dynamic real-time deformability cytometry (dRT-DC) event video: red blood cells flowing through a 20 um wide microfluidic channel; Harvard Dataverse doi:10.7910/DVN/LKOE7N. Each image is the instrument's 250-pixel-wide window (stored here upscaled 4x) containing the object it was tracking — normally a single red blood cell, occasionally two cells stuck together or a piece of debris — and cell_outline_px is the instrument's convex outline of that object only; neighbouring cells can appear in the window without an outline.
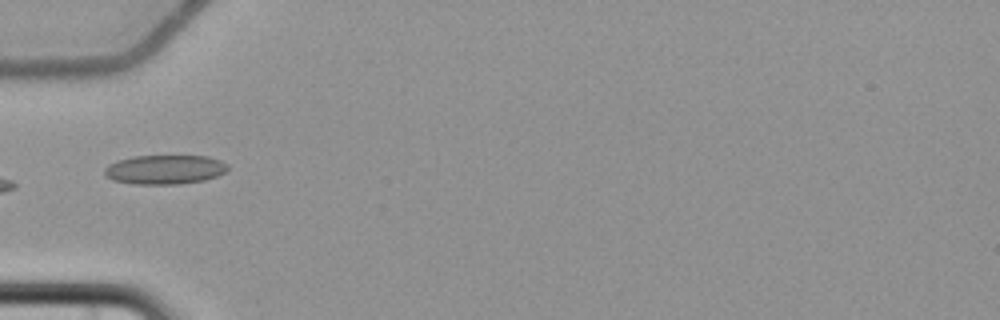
{"species": "common noctule bat (a hibernating species)", "species_latin": "Nyctalus noctula", "temperature_condition": "cold", "stored_images_in_passage": 6, "camera_frame_rate_fps": 3000, "um_per_image_px": 0.085, "animal": {"sex": "female", "body_mass_g": 22.7, "forearm_length_mm": 54.2}, "frame": {"image": 1, "passage_image": 4, "time_ms": 3.667, "image_size_px": [1000, 320], "cell_outline_px": [[228, 168], [224, 172], [216, 176], [204, 180], [176, 184], [132, 184], [112, 180], [104, 176], [104, 168], [108, 164], [116, 160], [132, 156], [208, 156], [220, 160], [228, 164]], "centroid_in_image_um": [13.95, 14.41], "position_along_channel_um": 71.0, "area_um2": 21.15}}
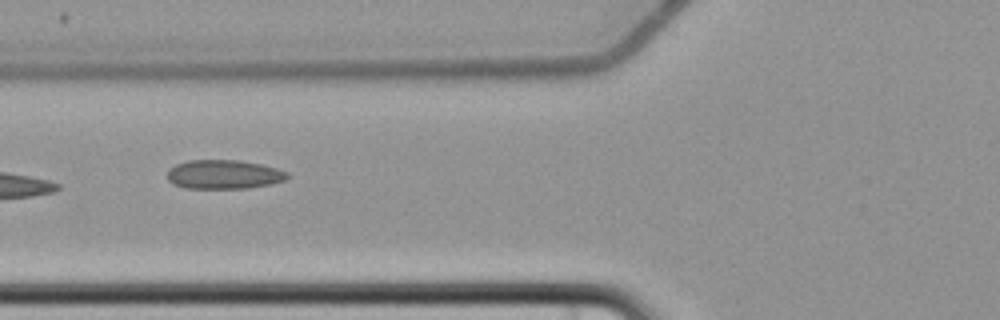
{"frame": {"image": 2, "passage_image": 5, "time_ms": 4.667, "image_size_px": [1000, 320], "cell_outline_px": [[288, 176], [284, 180], [272, 184], [248, 188], [184, 188], [172, 184], [168, 180], [168, 172], [176, 164], [188, 160], [240, 160], [260, 164], [276, 168], [288, 172]], "centroid_in_image_um": [19.02, 14.83], "position_along_channel_um": 106.8, "area_um2": 20.29}}
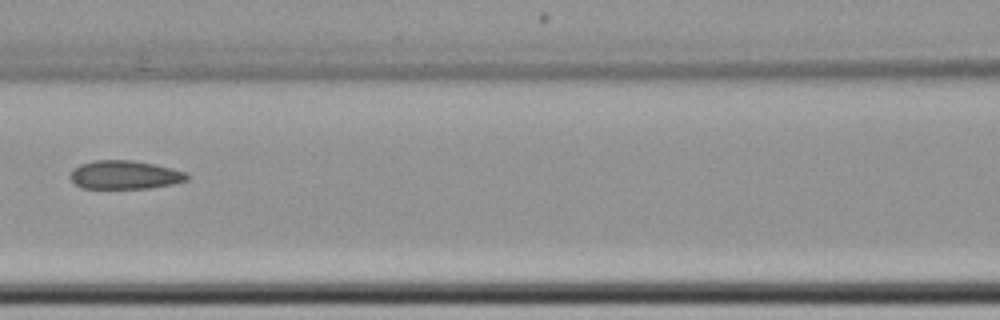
{"frame": {"image": 3, "passage_image": 6, "time_ms": 6.0, "image_size_px": [1000, 320], "cell_outline_px": [[188, 180], [172, 184], [148, 188], [80, 188], [68, 176], [72, 168], [80, 164], [92, 160], [132, 160], [172, 168], [184, 172], [188, 176]], "centroid_in_image_um": [10.54, 14.86], "position_along_channel_um": 156.1, "area_um2": 19.42}}